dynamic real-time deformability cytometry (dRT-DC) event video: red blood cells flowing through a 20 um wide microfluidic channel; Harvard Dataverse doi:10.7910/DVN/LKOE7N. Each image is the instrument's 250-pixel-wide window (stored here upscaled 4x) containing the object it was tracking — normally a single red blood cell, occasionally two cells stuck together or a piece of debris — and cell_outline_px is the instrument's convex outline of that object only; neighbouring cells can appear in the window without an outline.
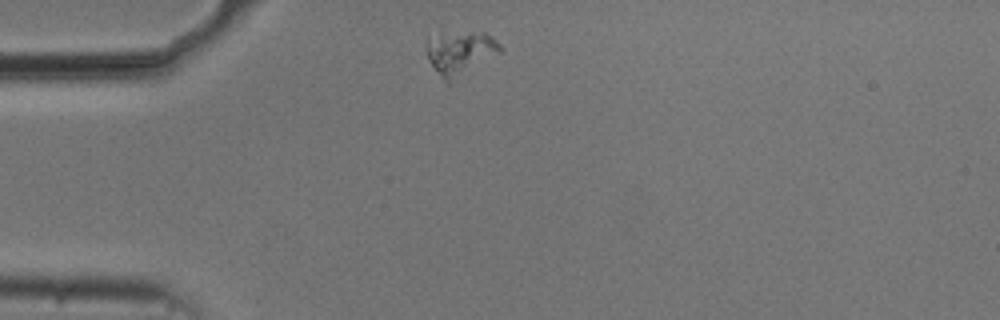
{"species": "common noctule bat (a hibernating species)", "species_latin": "Nyctalus noctula", "temperature_condition": "cold", "stored_images_in_passage": 45, "camera_frame_rate_fps": 3000, "um_per_image_px": 0.085, "animal": {"sex": "male", "body_mass_g": 20.5, "forearm_length_mm": 52.5}, "frame": {"image": 1, "passage_image": 1, "time_ms": 0.0, "image_size_px": [1000, 320], "cell_outline_px": [[504, 48], [500, 52], [448, 84], [444, 84], [428, 60], [424, 36], [472, 32], [484, 32], [496, 40]], "centroid_in_image_um": [39.05, 4.5], "position_along_channel_um": 45.9, "area_um2": 18.9}}
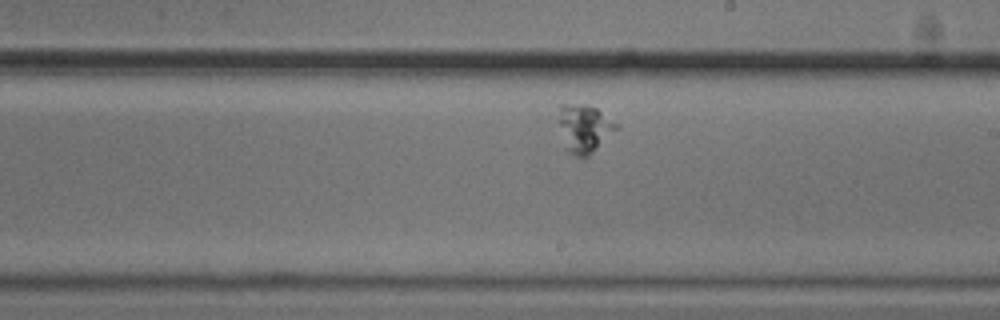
{"frame": {"image": 2, "passage_image": 20, "time_ms": 6.333, "image_size_px": [1000, 320], "cell_outline_px": [[620, 128], [588, 156], [576, 156], [568, 152], [564, 148], [560, 124], [560, 104], [584, 104], [596, 108], [620, 124]], "centroid_in_image_um": [49.71, 10.92], "position_along_channel_um": 239.3, "area_um2": 16.18}}
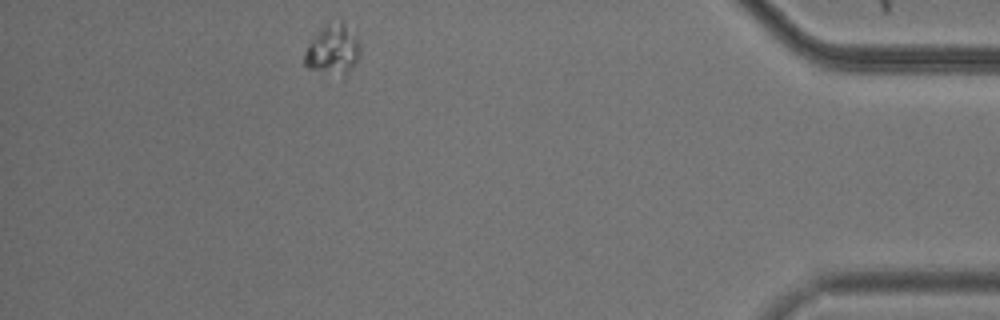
{"frame": {"image": 3, "passage_image": 39, "time_ms": 12.667, "image_size_px": [1000, 320], "cell_outline_px": [[360, 56], [344, 76], [308, 68], [304, 64], [304, 52], [308, 44], [324, 24], [328, 20], [344, 20], [356, 32], [360, 44]], "centroid_in_image_um": [28.32, 4.13], "position_along_channel_um": 406.9, "area_um2": 16.65}}